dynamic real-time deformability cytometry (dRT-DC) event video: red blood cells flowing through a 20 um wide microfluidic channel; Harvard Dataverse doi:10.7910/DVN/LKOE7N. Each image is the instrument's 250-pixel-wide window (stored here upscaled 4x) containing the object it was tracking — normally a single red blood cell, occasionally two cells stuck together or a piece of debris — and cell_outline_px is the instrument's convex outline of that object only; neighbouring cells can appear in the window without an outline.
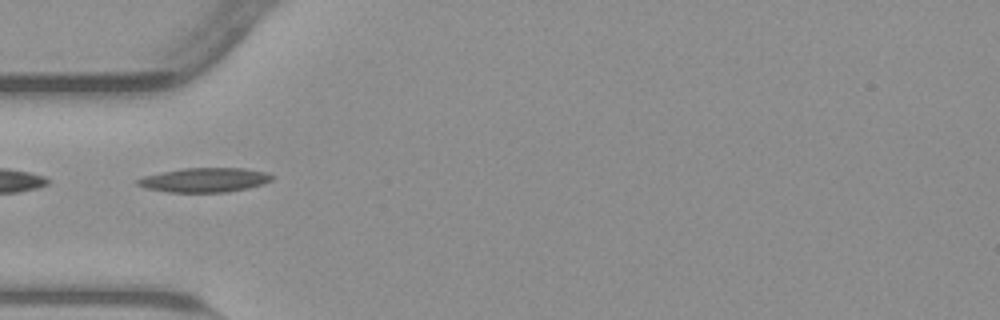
{"species": "common noctule bat (a hibernating species)", "species_latin": "Nyctalus noctula", "temperature_condition": "warm", "stored_images_in_passage": 38, "camera_frame_rate_fps": 3000, "um_per_image_px": 0.085, "animal": {"sex": "male", "body_mass_g": 23.1, "forearm_length_mm": 52.7}, "frame": {"image": 1, "passage_image": 1, "time_ms": 0.0, "image_size_px": [1000, 320], "cell_outline_px": [[272, 180], [264, 184], [248, 188], [228, 192], [168, 192], [144, 188], [136, 184], [136, 180], [144, 176], [184, 168], [244, 168], [268, 172], [272, 176]], "centroid_in_image_um": [17.41, 15.3], "position_along_channel_um": 67.6, "area_um2": 19.07}}
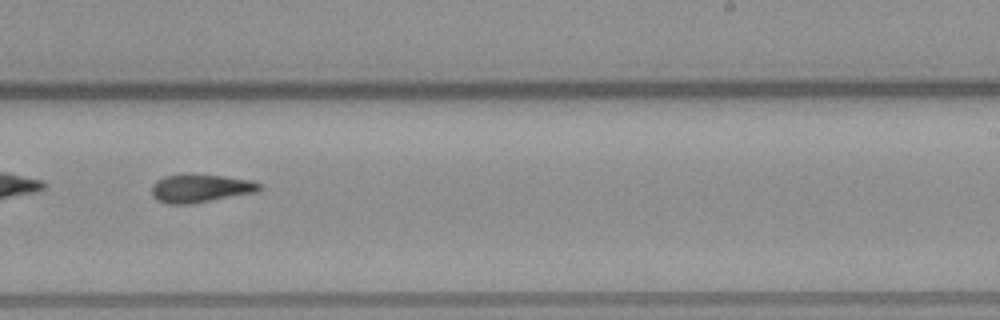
{"frame": {"image": 2, "passage_image": 17, "time_ms": 5.333, "image_size_px": [1000, 320], "cell_outline_px": [[260, 188], [256, 192], [188, 204], [168, 204], [156, 200], [152, 196], [152, 184], [156, 180], [164, 176], [224, 176], [252, 180], [260, 184]], "centroid_in_image_um": [17.0, 16.03], "position_along_channel_um": 272.0, "area_um2": 17.11}}
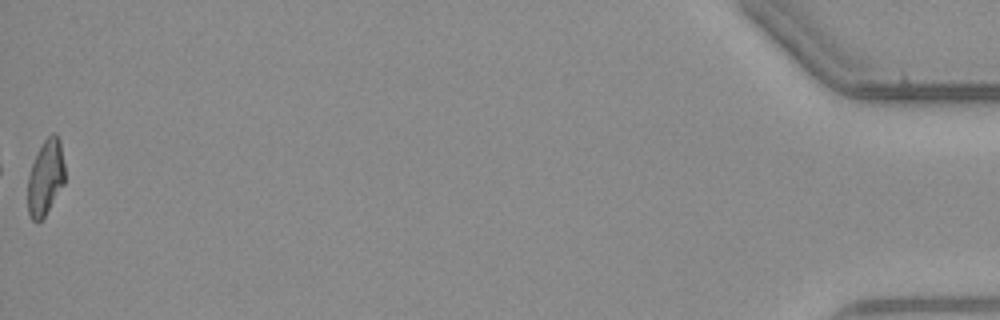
{"frame": {"image": 3, "passage_image": 38, "time_ms": 12.333, "image_size_px": [1000, 320], "cell_outline_px": [[64, 184], [44, 216], [36, 224], [32, 220], [28, 212], [28, 176], [32, 164], [44, 140], [52, 132], [56, 132], [60, 140], [64, 164]], "centroid_in_image_um": [3.87, 15.08], "position_along_channel_um": 431.3, "area_um2": 16.18}, "authors_computed_cell_mechanics": {"area_um2": 17.34, "velocity_mm_per_s": 3.8247, "shape_relaxation_time_tau1_ms": null, "shape_relaxation_time_tau2_ms": 10.008, "deformation_change_tau1": null, "deformation_change_tau2": 0.2487}}